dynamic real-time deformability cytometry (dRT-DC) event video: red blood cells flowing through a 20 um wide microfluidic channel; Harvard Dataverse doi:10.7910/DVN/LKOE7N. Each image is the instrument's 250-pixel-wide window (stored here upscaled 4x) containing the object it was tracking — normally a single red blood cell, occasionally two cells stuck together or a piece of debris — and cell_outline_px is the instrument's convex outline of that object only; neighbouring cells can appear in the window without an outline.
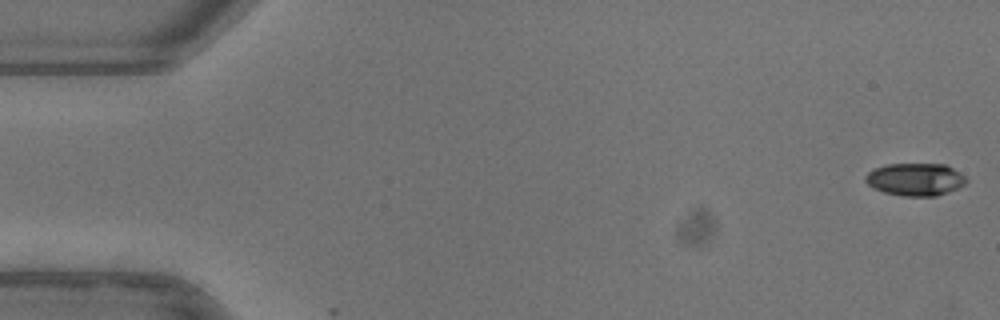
{"species": "common noctule bat (a hibernating species)", "species_latin": "Nyctalus noctula", "temperature_condition": "warm", "stored_images_in_passage": 2, "camera_frame_rate_fps": 3000, "um_per_image_px": 0.085, "animal": {"sex": "female"}, "frame": {"image": 1, "passage_image": 1, "time_ms": 0.0, "image_size_px": [1000, 320], "cell_outline_px": [[968, 180], [964, 184], [948, 192], [936, 196], [904, 196], [884, 192], [868, 184], [864, 180], [864, 176], [868, 172], [876, 168], [888, 164], [944, 164], [952, 168], [964, 176]], "centroid_in_image_um": [77.79, 15.25], "position_along_channel_um": 7.2, "area_um2": 18.9}}